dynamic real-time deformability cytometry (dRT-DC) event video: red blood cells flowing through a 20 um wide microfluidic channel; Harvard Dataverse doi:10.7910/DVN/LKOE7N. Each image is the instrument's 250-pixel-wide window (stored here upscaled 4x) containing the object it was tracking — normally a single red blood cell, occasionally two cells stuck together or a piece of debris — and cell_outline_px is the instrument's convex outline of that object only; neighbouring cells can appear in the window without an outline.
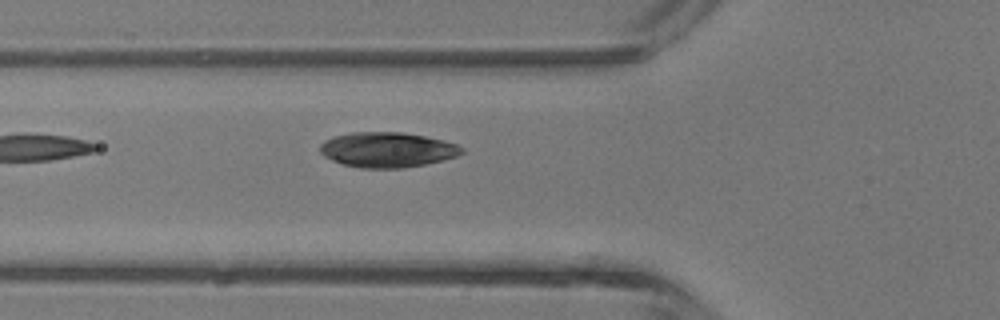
{"species": "common noctule bat (a hibernating species)", "species_latin": "Nyctalus noctula", "temperature_condition": "room temperature", "stored_images_in_passage": 5, "camera_frame_rate_fps": 3000, "um_per_image_px": 0.085, "animal": {"sex": "male", "body_mass_g": 13.3}, "frame": {"image": 1, "passage_image": 5, "time_ms": 4.333, "image_size_px": [1000, 320], "cell_outline_px": [[464, 152], [456, 156], [424, 164], [404, 168], [360, 168], [344, 164], [332, 160], [324, 156], [320, 152], [320, 144], [324, 140], [332, 136], [352, 132], [404, 132], [444, 140], [456, 144], [464, 148]], "centroid_in_image_um": [32.9, 12.72], "position_along_channel_um": 92.9, "area_um2": 29.02}}